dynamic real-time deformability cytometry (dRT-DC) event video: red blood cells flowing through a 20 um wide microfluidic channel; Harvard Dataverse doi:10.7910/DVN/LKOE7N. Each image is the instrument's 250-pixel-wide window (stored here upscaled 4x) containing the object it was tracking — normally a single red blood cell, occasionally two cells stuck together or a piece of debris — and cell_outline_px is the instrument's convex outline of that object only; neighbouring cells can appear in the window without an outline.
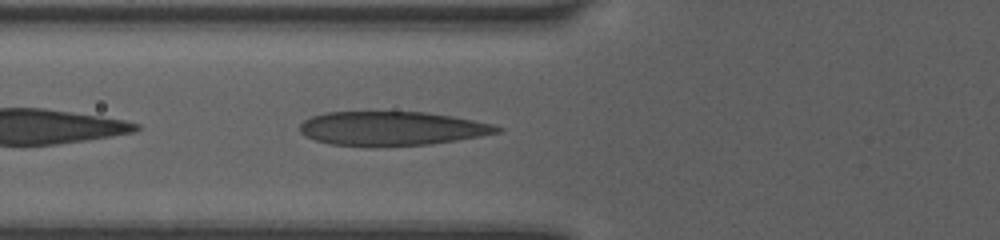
{"species": "human", "species_latin": "Homo sapiens", "temperature_condition": "room temperature", "stored_images_in_passage": 33, "camera_frame_rate_fps": 3000, "um_per_image_px": 0.085, "donor": {"sex": "female"}, "frame": {"image": 1, "passage_image": 3, "time_ms": 0.667, "image_size_px": [1000, 240], "cell_outline_px": [[504, 128], [500, 132], [480, 136], [432, 144], [376, 148], [368, 148], [332, 144], [316, 140], [300, 132], [300, 124], [304, 120], [312, 116], [324, 112], [424, 112], [452, 116], [492, 124]], "centroid_in_image_um": [33.29, 10.94], "position_along_channel_um": 92.5, "area_um2": 39.59}}
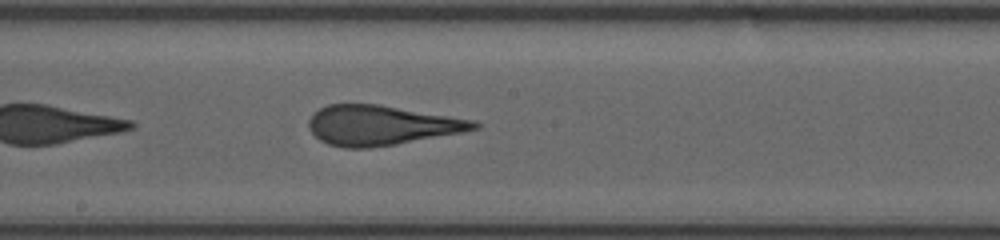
{"frame": {"image": 2, "passage_image": 12, "time_ms": 3.667, "image_size_px": [1000, 240], "cell_outline_px": [[480, 128], [464, 132], [396, 144], [368, 148], [344, 148], [328, 144], [320, 140], [308, 128], [308, 120], [320, 108], [328, 104], [380, 104], [472, 120], [480, 124]], "centroid_in_image_um": [32.39, 10.65], "position_along_channel_um": 215.8, "area_um2": 38.15}}
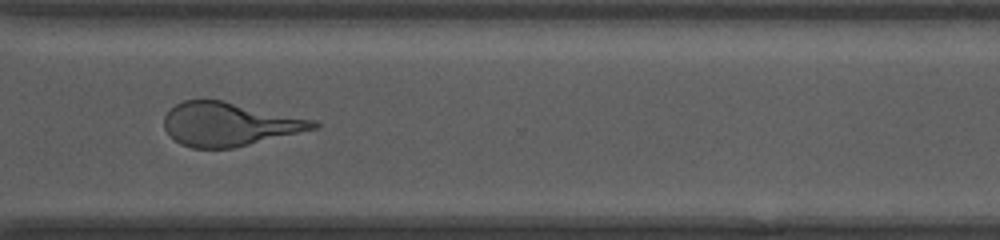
{"frame": {"image": 3, "passage_image": 22, "time_ms": 7.0, "image_size_px": [1000, 240], "cell_outline_px": [[320, 124], [316, 128], [232, 148], [192, 148], [180, 144], [164, 128], [164, 116], [176, 104], [184, 100], [220, 100], [316, 120]], "centroid_in_image_um": [19.46, 10.55], "position_along_channel_um": 351.1, "area_um2": 37.28}, "authors_computed_cell_mechanics": {"area_um2": 38.0324, "velocity_mm_per_s": 4.0846, "shape_relaxation_time_tau1_ms": 5.9055, "shape_relaxation_time_tau2_ms": 1.2521, "deformation_change_tau1": 0.2128, "deformation_change_tau2": 0.1171}}